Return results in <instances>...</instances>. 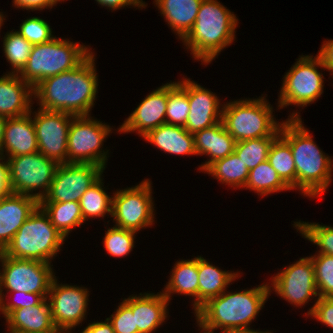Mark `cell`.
I'll list each match as a JSON object with an SVG mask.
<instances>
[{
    "instance_id": "cell-1",
    "label": "cell",
    "mask_w": 333,
    "mask_h": 333,
    "mask_svg": "<svg viewBox=\"0 0 333 333\" xmlns=\"http://www.w3.org/2000/svg\"><path fill=\"white\" fill-rule=\"evenodd\" d=\"M95 55L91 52L77 67L48 77L34 88L39 108L73 116L90 115L98 88Z\"/></svg>"
},
{
    "instance_id": "cell-2",
    "label": "cell",
    "mask_w": 333,
    "mask_h": 333,
    "mask_svg": "<svg viewBox=\"0 0 333 333\" xmlns=\"http://www.w3.org/2000/svg\"><path fill=\"white\" fill-rule=\"evenodd\" d=\"M269 286L267 283L228 294L224 291L211 298L195 312L198 326L208 333H214L219 328L222 333L259 331L250 329L249 325L272 292Z\"/></svg>"
},
{
    "instance_id": "cell-3",
    "label": "cell",
    "mask_w": 333,
    "mask_h": 333,
    "mask_svg": "<svg viewBox=\"0 0 333 333\" xmlns=\"http://www.w3.org/2000/svg\"><path fill=\"white\" fill-rule=\"evenodd\" d=\"M289 116L282 122L280 136L290 145L296 169V189L304 196L314 198L328 188L333 160L315 144L298 112Z\"/></svg>"
},
{
    "instance_id": "cell-4",
    "label": "cell",
    "mask_w": 333,
    "mask_h": 333,
    "mask_svg": "<svg viewBox=\"0 0 333 333\" xmlns=\"http://www.w3.org/2000/svg\"><path fill=\"white\" fill-rule=\"evenodd\" d=\"M238 23L236 15L217 0H203L193 28L182 42L195 60L206 65L235 41Z\"/></svg>"
},
{
    "instance_id": "cell-5",
    "label": "cell",
    "mask_w": 333,
    "mask_h": 333,
    "mask_svg": "<svg viewBox=\"0 0 333 333\" xmlns=\"http://www.w3.org/2000/svg\"><path fill=\"white\" fill-rule=\"evenodd\" d=\"M65 239L52 225L49 216L38 206L2 253L12 258L51 263Z\"/></svg>"
},
{
    "instance_id": "cell-6",
    "label": "cell",
    "mask_w": 333,
    "mask_h": 333,
    "mask_svg": "<svg viewBox=\"0 0 333 333\" xmlns=\"http://www.w3.org/2000/svg\"><path fill=\"white\" fill-rule=\"evenodd\" d=\"M266 98L236 100L222 105V122L236 142L262 137H278L282 123L273 117Z\"/></svg>"
},
{
    "instance_id": "cell-7",
    "label": "cell",
    "mask_w": 333,
    "mask_h": 333,
    "mask_svg": "<svg viewBox=\"0 0 333 333\" xmlns=\"http://www.w3.org/2000/svg\"><path fill=\"white\" fill-rule=\"evenodd\" d=\"M92 51L67 39L33 45L29 59L18 75L33 88L42 80L77 67Z\"/></svg>"
},
{
    "instance_id": "cell-8",
    "label": "cell",
    "mask_w": 333,
    "mask_h": 333,
    "mask_svg": "<svg viewBox=\"0 0 333 333\" xmlns=\"http://www.w3.org/2000/svg\"><path fill=\"white\" fill-rule=\"evenodd\" d=\"M8 181L11 193L35 197L39 201L47 194L58 163L40 152L7 157ZM42 188V189H41ZM38 193H33L36 190Z\"/></svg>"
},
{
    "instance_id": "cell-9",
    "label": "cell",
    "mask_w": 333,
    "mask_h": 333,
    "mask_svg": "<svg viewBox=\"0 0 333 333\" xmlns=\"http://www.w3.org/2000/svg\"><path fill=\"white\" fill-rule=\"evenodd\" d=\"M112 128L90 115L74 116L67 141V163H91L105 169L108 150L101 147Z\"/></svg>"
},
{
    "instance_id": "cell-10",
    "label": "cell",
    "mask_w": 333,
    "mask_h": 333,
    "mask_svg": "<svg viewBox=\"0 0 333 333\" xmlns=\"http://www.w3.org/2000/svg\"><path fill=\"white\" fill-rule=\"evenodd\" d=\"M295 65L290 68L283 78L278 107L281 109L288 105L307 107L323 93V74L318 67L325 69L320 57L302 55Z\"/></svg>"
},
{
    "instance_id": "cell-11",
    "label": "cell",
    "mask_w": 333,
    "mask_h": 333,
    "mask_svg": "<svg viewBox=\"0 0 333 333\" xmlns=\"http://www.w3.org/2000/svg\"><path fill=\"white\" fill-rule=\"evenodd\" d=\"M0 299H4L2 289L9 292L40 294L47 298L51 282L55 277L51 263L37 260L17 259L1 254Z\"/></svg>"
},
{
    "instance_id": "cell-12",
    "label": "cell",
    "mask_w": 333,
    "mask_h": 333,
    "mask_svg": "<svg viewBox=\"0 0 333 333\" xmlns=\"http://www.w3.org/2000/svg\"><path fill=\"white\" fill-rule=\"evenodd\" d=\"M151 181L143 180L135 187L117 190L112 196V216L117 227L140 231L154 223Z\"/></svg>"
},
{
    "instance_id": "cell-13",
    "label": "cell",
    "mask_w": 333,
    "mask_h": 333,
    "mask_svg": "<svg viewBox=\"0 0 333 333\" xmlns=\"http://www.w3.org/2000/svg\"><path fill=\"white\" fill-rule=\"evenodd\" d=\"M105 169L91 163L59 164L50 189L39 202H79Z\"/></svg>"
},
{
    "instance_id": "cell-14",
    "label": "cell",
    "mask_w": 333,
    "mask_h": 333,
    "mask_svg": "<svg viewBox=\"0 0 333 333\" xmlns=\"http://www.w3.org/2000/svg\"><path fill=\"white\" fill-rule=\"evenodd\" d=\"M57 281L55 276L47 296L52 320L59 331L71 332L85 319L89 291L76 285L58 284Z\"/></svg>"
},
{
    "instance_id": "cell-15",
    "label": "cell",
    "mask_w": 333,
    "mask_h": 333,
    "mask_svg": "<svg viewBox=\"0 0 333 333\" xmlns=\"http://www.w3.org/2000/svg\"><path fill=\"white\" fill-rule=\"evenodd\" d=\"M32 120L36 132L38 152L58 164L67 163V141L71 118L64 112L40 109Z\"/></svg>"
},
{
    "instance_id": "cell-16",
    "label": "cell",
    "mask_w": 333,
    "mask_h": 333,
    "mask_svg": "<svg viewBox=\"0 0 333 333\" xmlns=\"http://www.w3.org/2000/svg\"><path fill=\"white\" fill-rule=\"evenodd\" d=\"M271 282L270 289L272 287L277 295L294 304V307H302L313 296L319 298L311 257H301L294 264L278 272Z\"/></svg>"
},
{
    "instance_id": "cell-17",
    "label": "cell",
    "mask_w": 333,
    "mask_h": 333,
    "mask_svg": "<svg viewBox=\"0 0 333 333\" xmlns=\"http://www.w3.org/2000/svg\"><path fill=\"white\" fill-rule=\"evenodd\" d=\"M168 83L148 94L118 128L121 133L136 131L145 136L150 130L166 123Z\"/></svg>"
},
{
    "instance_id": "cell-18",
    "label": "cell",
    "mask_w": 333,
    "mask_h": 333,
    "mask_svg": "<svg viewBox=\"0 0 333 333\" xmlns=\"http://www.w3.org/2000/svg\"><path fill=\"white\" fill-rule=\"evenodd\" d=\"M188 101L190 112L184 128L189 133L195 134L222 121V108L217 96L189 78Z\"/></svg>"
},
{
    "instance_id": "cell-19",
    "label": "cell",
    "mask_w": 333,
    "mask_h": 333,
    "mask_svg": "<svg viewBox=\"0 0 333 333\" xmlns=\"http://www.w3.org/2000/svg\"><path fill=\"white\" fill-rule=\"evenodd\" d=\"M38 206L39 200L28 195L10 193L0 199V251Z\"/></svg>"
},
{
    "instance_id": "cell-20",
    "label": "cell",
    "mask_w": 333,
    "mask_h": 333,
    "mask_svg": "<svg viewBox=\"0 0 333 333\" xmlns=\"http://www.w3.org/2000/svg\"><path fill=\"white\" fill-rule=\"evenodd\" d=\"M123 302L135 313V327L139 333H152L162 325L167 318L169 300L162 292L140 293L139 296H129Z\"/></svg>"
},
{
    "instance_id": "cell-21",
    "label": "cell",
    "mask_w": 333,
    "mask_h": 333,
    "mask_svg": "<svg viewBox=\"0 0 333 333\" xmlns=\"http://www.w3.org/2000/svg\"><path fill=\"white\" fill-rule=\"evenodd\" d=\"M29 114L7 118L0 155L5 158L38 152L34 122Z\"/></svg>"
},
{
    "instance_id": "cell-22",
    "label": "cell",
    "mask_w": 333,
    "mask_h": 333,
    "mask_svg": "<svg viewBox=\"0 0 333 333\" xmlns=\"http://www.w3.org/2000/svg\"><path fill=\"white\" fill-rule=\"evenodd\" d=\"M5 319L9 333H63L53 323L47 298L37 305L13 310Z\"/></svg>"
},
{
    "instance_id": "cell-23",
    "label": "cell",
    "mask_w": 333,
    "mask_h": 333,
    "mask_svg": "<svg viewBox=\"0 0 333 333\" xmlns=\"http://www.w3.org/2000/svg\"><path fill=\"white\" fill-rule=\"evenodd\" d=\"M33 87L18 74L0 77V115L6 118L20 117L31 111Z\"/></svg>"
},
{
    "instance_id": "cell-24",
    "label": "cell",
    "mask_w": 333,
    "mask_h": 333,
    "mask_svg": "<svg viewBox=\"0 0 333 333\" xmlns=\"http://www.w3.org/2000/svg\"><path fill=\"white\" fill-rule=\"evenodd\" d=\"M196 155H208L210 159L199 166L205 171L213 162L234 152L236 141L227 132L222 121L194 134Z\"/></svg>"
},
{
    "instance_id": "cell-25",
    "label": "cell",
    "mask_w": 333,
    "mask_h": 333,
    "mask_svg": "<svg viewBox=\"0 0 333 333\" xmlns=\"http://www.w3.org/2000/svg\"><path fill=\"white\" fill-rule=\"evenodd\" d=\"M142 138L169 154L196 155L194 134L182 126L165 123L150 130Z\"/></svg>"
},
{
    "instance_id": "cell-26",
    "label": "cell",
    "mask_w": 333,
    "mask_h": 333,
    "mask_svg": "<svg viewBox=\"0 0 333 333\" xmlns=\"http://www.w3.org/2000/svg\"><path fill=\"white\" fill-rule=\"evenodd\" d=\"M203 0H155L166 22L181 40L194 26L200 4Z\"/></svg>"
},
{
    "instance_id": "cell-27",
    "label": "cell",
    "mask_w": 333,
    "mask_h": 333,
    "mask_svg": "<svg viewBox=\"0 0 333 333\" xmlns=\"http://www.w3.org/2000/svg\"><path fill=\"white\" fill-rule=\"evenodd\" d=\"M171 273V277L162 291L164 296L169 301L172 293L192 296L195 298L193 308L196 312L199 309L198 256L191 260L176 262Z\"/></svg>"
},
{
    "instance_id": "cell-28",
    "label": "cell",
    "mask_w": 333,
    "mask_h": 333,
    "mask_svg": "<svg viewBox=\"0 0 333 333\" xmlns=\"http://www.w3.org/2000/svg\"><path fill=\"white\" fill-rule=\"evenodd\" d=\"M199 308L211 298L226 291V287L239 276L238 272L223 271L198 256Z\"/></svg>"
},
{
    "instance_id": "cell-29",
    "label": "cell",
    "mask_w": 333,
    "mask_h": 333,
    "mask_svg": "<svg viewBox=\"0 0 333 333\" xmlns=\"http://www.w3.org/2000/svg\"><path fill=\"white\" fill-rule=\"evenodd\" d=\"M52 225L66 238L74 227L84 223L79 202H39Z\"/></svg>"
},
{
    "instance_id": "cell-30",
    "label": "cell",
    "mask_w": 333,
    "mask_h": 333,
    "mask_svg": "<svg viewBox=\"0 0 333 333\" xmlns=\"http://www.w3.org/2000/svg\"><path fill=\"white\" fill-rule=\"evenodd\" d=\"M205 172L209 175H213V178L215 177L221 183H225L228 186L230 185L233 189L235 187L244 188L249 175L248 168L235 152L223 159L213 162L204 173Z\"/></svg>"
},
{
    "instance_id": "cell-31",
    "label": "cell",
    "mask_w": 333,
    "mask_h": 333,
    "mask_svg": "<svg viewBox=\"0 0 333 333\" xmlns=\"http://www.w3.org/2000/svg\"><path fill=\"white\" fill-rule=\"evenodd\" d=\"M257 192L258 196H267L274 192L291 190L279 177L276 170L268 160L249 170V175L244 188Z\"/></svg>"
},
{
    "instance_id": "cell-32",
    "label": "cell",
    "mask_w": 333,
    "mask_h": 333,
    "mask_svg": "<svg viewBox=\"0 0 333 333\" xmlns=\"http://www.w3.org/2000/svg\"><path fill=\"white\" fill-rule=\"evenodd\" d=\"M268 161L281 180L292 190L296 189V169L290 145L279 135L271 144Z\"/></svg>"
},
{
    "instance_id": "cell-33",
    "label": "cell",
    "mask_w": 333,
    "mask_h": 333,
    "mask_svg": "<svg viewBox=\"0 0 333 333\" xmlns=\"http://www.w3.org/2000/svg\"><path fill=\"white\" fill-rule=\"evenodd\" d=\"M189 112L188 79L168 83L166 123L185 127Z\"/></svg>"
},
{
    "instance_id": "cell-34",
    "label": "cell",
    "mask_w": 333,
    "mask_h": 333,
    "mask_svg": "<svg viewBox=\"0 0 333 333\" xmlns=\"http://www.w3.org/2000/svg\"><path fill=\"white\" fill-rule=\"evenodd\" d=\"M102 181L100 177L79 200L84 222L90 217H104L106 213L112 216V196L106 193Z\"/></svg>"
},
{
    "instance_id": "cell-35",
    "label": "cell",
    "mask_w": 333,
    "mask_h": 333,
    "mask_svg": "<svg viewBox=\"0 0 333 333\" xmlns=\"http://www.w3.org/2000/svg\"><path fill=\"white\" fill-rule=\"evenodd\" d=\"M277 137H262L250 140L238 141L234 152L242 160L244 165L251 170L260 163L268 160L271 144Z\"/></svg>"
},
{
    "instance_id": "cell-36",
    "label": "cell",
    "mask_w": 333,
    "mask_h": 333,
    "mask_svg": "<svg viewBox=\"0 0 333 333\" xmlns=\"http://www.w3.org/2000/svg\"><path fill=\"white\" fill-rule=\"evenodd\" d=\"M3 39L5 58L13 68L10 73L19 74L29 59L33 45L16 30L7 32Z\"/></svg>"
},
{
    "instance_id": "cell-37",
    "label": "cell",
    "mask_w": 333,
    "mask_h": 333,
    "mask_svg": "<svg viewBox=\"0 0 333 333\" xmlns=\"http://www.w3.org/2000/svg\"><path fill=\"white\" fill-rule=\"evenodd\" d=\"M294 223L304 238L319 246L318 254L333 256V227L301 221Z\"/></svg>"
},
{
    "instance_id": "cell-38",
    "label": "cell",
    "mask_w": 333,
    "mask_h": 333,
    "mask_svg": "<svg viewBox=\"0 0 333 333\" xmlns=\"http://www.w3.org/2000/svg\"><path fill=\"white\" fill-rule=\"evenodd\" d=\"M136 233V231L114 225V227L109 228L105 233L103 240L105 250L109 255L114 257L128 255L134 247Z\"/></svg>"
},
{
    "instance_id": "cell-39",
    "label": "cell",
    "mask_w": 333,
    "mask_h": 333,
    "mask_svg": "<svg viewBox=\"0 0 333 333\" xmlns=\"http://www.w3.org/2000/svg\"><path fill=\"white\" fill-rule=\"evenodd\" d=\"M311 258L319 297H333V256L315 254Z\"/></svg>"
},
{
    "instance_id": "cell-40",
    "label": "cell",
    "mask_w": 333,
    "mask_h": 333,
    "mask_svg": "<svg viewBox=\"0 0 333 333\" xmlns=\"http://www.w3.org/2000/svg\"><path fill=\"white\" fill-rule=\"evenodd\" d=\"M51 29L50 25L40 17H30L22 22L17 32L32 45H38L55 38Z\"/></svg>"
},
{
    "instance_id": "cell-41",
    "label": "cell",
    "mask_w": 333,
    "mask_h": 333,
    "mask_svg": "<svg viewBox=\"0 0 333 333\" xmlns=\"http://www.w3.org/2000/svg\"><path fill=\"white\" fill-rule=\"evenodd\" d=\"M108 320L115 333H139L138 327H135V313L123 301Z\"/></svg>"
},
{
    "instance_id": "cell-42",
    "label": "cell",
    "mask_w": 333,
    "mask_h": 333,
    "mask_svg": "<svg viewBox=\"0 0 333 333\" xmlns=\"http://www.w3.org/2000/svg\"><path fill=\"white\" fill-rule=\"evenodd\" d=\"M307 315L333 329V297H319Z\"/></svg>"
},
{
    "instance_id": "cell-43",
    "label": "cell",
    "mask_w": 333,
    "mask_h": 333,
    "mask_svg": "<svg viewBox=\"0 0 333 333\" xmlns=\"http://www.w3.org/2000/svg\"><path fill=\"white\" fill-rule=\"evenodd\" d=\"M17 296L22 298V296L25 297L23 300H19L16 302H4L6 300L0 299V311L1 314L5 316V318L13 311L18 308L28 307L39 304L44 298L40 294L35 293H24V292H14ZM16 297V296H15ZM18 299V298H17Z\"/></svg>"
},
{
    "instance_id": "cell-44",
    "label": "cell",
    "mask_w": 333,
    "mask_h": 333,
    "mask_svg": "<svg viewBox=\"0 0 333 333\" xmlns=\"http://www.w3.org/2000/svg\"><path fill=\"white\" fill-rule=\"evenodd\" d=\"M14 6L22 10H43L51 8L60 2L59 0H13Z\"/></svg>"
},
{
    "instance_id": "cell-45",
    "label": "cell",
    "mask_w": 333,
    "mask_h": 333,
    "mask_svg": "<svg viewBox=\"0 0 333 333\" xmlns=\"http://www.w3.org/2000/svg\"><path fill=\"white\" fill-rule=\"evenodd\" d=\"M325 69L330 71L333 75V39L324 41L318 54H317Z\"/></svg>"
},
{
    "instance_id": "cell-46",
    "label": "cell",
    "mask_w": 333,
    "mask_h": 333,
    "mask_svg": "<svg viewBox=\"0 0 333 333\" xmlns=\"http://www.w3.org/2000/svg\"><path fill=\"white\" fill-rule=\"evenodd\" d=\"M98 2V4H100L101 6L107 7V8H111V10H116V9H120L121 7H125V6H134V7H142L144 8L145 2H143V0H95Z\"/></svg>"
},
{
    "instance_id": "cell-47",
    "label": "cell",
    "mask_w": 333,
    "mask_h": 333,
    "mask_svg": "<svg viewBox=\"0 0 333 333\" xmlns=\"http://www.w3.org/2000/svg\"><path fill=\"white\" fill-rule=\"evenodd\" d=\"M0 155V199L11 193L8 181L7 160Z\"/></svg>"
},
{
    "instance_id": "cell-48",
    "label": "cell",
    "mask_w": 333,
    "mask_h": 333,
    "mask_svg": "<svg viewBox=\"0 0 333 333\" xmlns=\"http://www.w3.org/2000/svg\"><path fill=\"white\" fill-rule=\"evenodd\" d=\"M86 333H115L113 330L112 323L106 318L104 322H93L89 323L86 328H84Z\"/></svg>"
},
{
    "instance_id": "cell-49",
    "label": "cell",
    "mask_w": 333,
    "mask_h": 333,
    "mask_svg": "<svg viewBox=\"0 0 333 333\" xmlns=\"http://www.w3.org/2000/svg\"><path fill=\"white\" fill-rule=\"evenodd\" d=\"M6 120H7L6 117L0 115V153H1V147L3 144V136H4Z\"/></svg>"
},
{
    "instance_id": "cell-50",
    "label": "cell",
    "mask_w": 333,
    "mask_h": 333,
    "mask_svg": "<svg viewBox=\"0 0 333 333\" xmlns=\"http://www.w3.org/2000/svg\"><path fill=\"white\" fill-rule=\"evenodd\" d=\"M4 15L2 14V12L0 13V29H1V26H2V24H4L3 22H4Z\"/></svg>"
},
{
    "instance_id": "cell-51",
    "label": "cell",
    "mask_w": 333,
    "mask_h": 333,
    "mask_svg": "<svg viewBox=\"0 0 333 333\" xmlns=\"http://www.w3.org/2000/svg\"><path fill=\"white\" fill-rule=\"evenodd\" d=\"M242 333H272L271 331H255V332H242Z\"/></svg>"
}]
</instances>
